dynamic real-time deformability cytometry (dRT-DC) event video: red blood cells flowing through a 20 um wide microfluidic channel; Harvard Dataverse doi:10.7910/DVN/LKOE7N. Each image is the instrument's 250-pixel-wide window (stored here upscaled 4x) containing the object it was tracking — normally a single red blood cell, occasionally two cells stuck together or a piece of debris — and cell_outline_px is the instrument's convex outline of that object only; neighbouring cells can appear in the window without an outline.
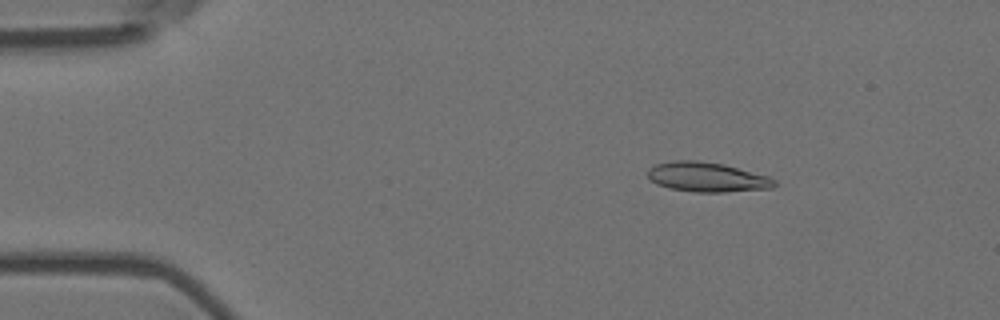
{"species": "Egyptian fruit bat (a non-hibernating species)", "species_latin": "Rousettus aegyptiacus", "temperature_condition": "room temperature", "stored_images_in_passage": 57, "camera_frame_rate_fps": 3000, "um_per_image_px": 0.085, "animal": {"sex": "female"}, "frame": {"image": 1, "passage_image": 9, "time_ms": 2.667, "image_size_px": [1000, 320], "cell_outline_px": [[776, 184], [772, 188], [724, 192], [696, 192], [668, 188], [656, 184], [648, 176], [648, 168], [656, 164], [672, 160], [696, 160], [724, 164], [768, 176], [776, 180]], "centroid_in_image_um": [60.09, 15.05], "position_along_channel_um": 24.9, "area_um2": 21.91}}
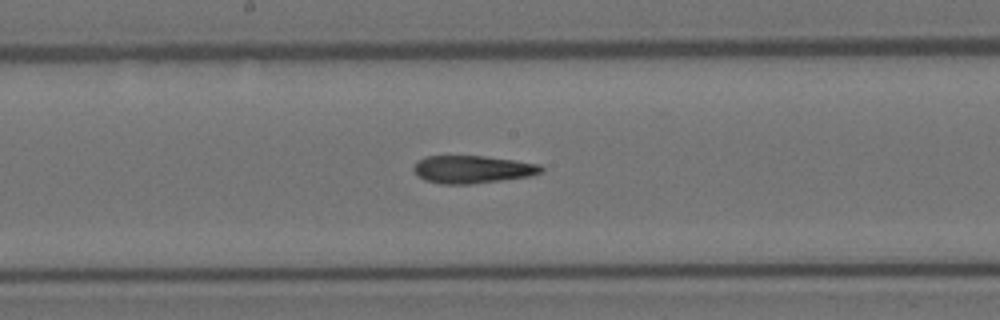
{"frame": {"image": 2, "passage_image": 30, "time_ms": 9.667, "image_size_px": [1000, 320], "cell_outline_px": [[544, 172], [528, 176], [472, 184], [440, 184], [424, 180], [412, 168], [416, 160], [424, 156], [484, 156], [540, 164], [544, 168]], "centroid_in_image_um": [40.13, 14.39], "position_along_channel_um": 208.1, "area_um2": 20.58}}
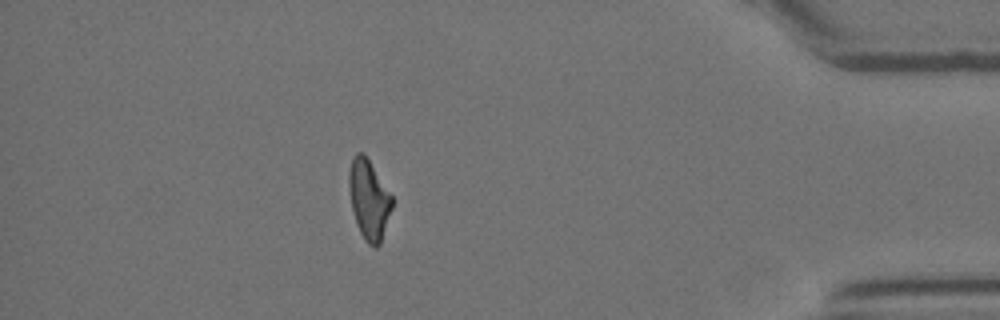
{"frame": {"image": 3, "passage_image": 50, "time_ms": 16.333, "image_size_px": [1000, 320], "cell_outline_px": [[392, 208], [380, 244], [376, 248], [368, 244], [364, 240], [356, 224], [352, 208], [348, 188], [348, 172], [352, 160], [356, 152], [364, 152], [392, 196]], "centroid_in_image_um": [31.34, 16.96], "position_along_channel_um": 403.9, "area_um2": 20.0}, "authors_computed_cell_mechanics": {"area_um2": 20.9236, "velocity_mm_per_s": 3.6045, "shape_relaxation_time_tau1_ms": null, "shape_relaxation_time_tau2_ms": 4.31, "deformation_change_tau1": null, "deformation_change_tau2": 0.1471}}